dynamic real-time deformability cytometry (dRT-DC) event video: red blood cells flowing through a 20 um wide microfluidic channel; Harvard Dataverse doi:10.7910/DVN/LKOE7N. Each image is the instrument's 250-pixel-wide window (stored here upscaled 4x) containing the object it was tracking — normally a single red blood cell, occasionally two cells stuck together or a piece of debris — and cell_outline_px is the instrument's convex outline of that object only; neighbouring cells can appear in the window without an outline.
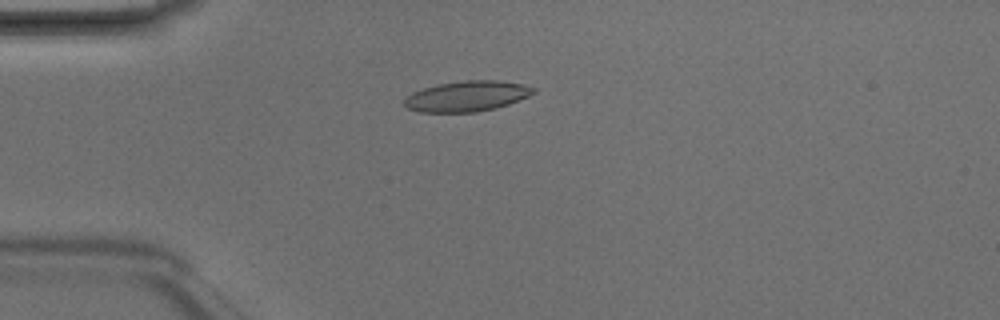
{"species": "Egyptian fruit bat (a non-hibernating species)", "species_latin": "Rousettus aegyptiacus", "temperature_condition": "room temperature", "stored_images_in_passage": 5, "camera_frame_rate_fps": 3000, "um_per_image_px": 0.085, "animal": {"sex": "male"}, "frame": {"image": 1, "passage_image": 4, "time_ms": 1.0, "image_size_px": [1000, 320], "cell_outline_px": [[536, 92], [528, 96], [508, 104], [476, 112], [416, 112], [408, 108], [404, 104], [404, 96], [412, 92], [424, 88], [440, 84], [464, 80], [496, 80], [524, 84], [536, 88]], "centroid_in_image_um": [39.67, 8.17], "position_along_channel_um": 45.3, "area_um2": 22.89}}